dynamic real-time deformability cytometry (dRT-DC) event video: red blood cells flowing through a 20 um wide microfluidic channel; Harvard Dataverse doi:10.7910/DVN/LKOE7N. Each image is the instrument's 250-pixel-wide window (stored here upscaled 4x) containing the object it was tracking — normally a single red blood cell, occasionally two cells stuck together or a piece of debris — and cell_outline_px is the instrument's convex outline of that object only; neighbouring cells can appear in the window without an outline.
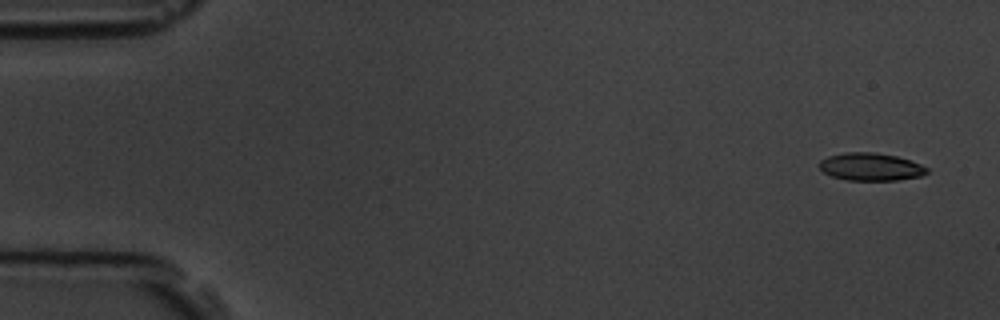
{"species": "common noctule bat (a hibernating species)", "species_latin": "Nyctalus noctula", "temperature_condition": "room temperature", "stored_images_in_passage": 5, "camera_frame_rate_fps": 3000, "um_per_image_px": 0.085, "animal": {"sex": "male", "body_mass_g": 19.5, "forearm_length_mm": 54.6}, "frame": {"image": 1, "passage_image": 1, "time_ms": 0.0, "image_size_px": [1000, 320], "cell_outline_px": [[928, 172], [920, 176], [896, 180], [848, 180], [832, 176], [824, 172], [820, 168], [820, 160], [828, 156], [844, 152], [876, 152], [896, 156], [920, 164], [928, 168]], "centroid_in_image_um": [74.0, 14.17], "position_along_channel_um": 11.0, "area_um2": 17.22}}
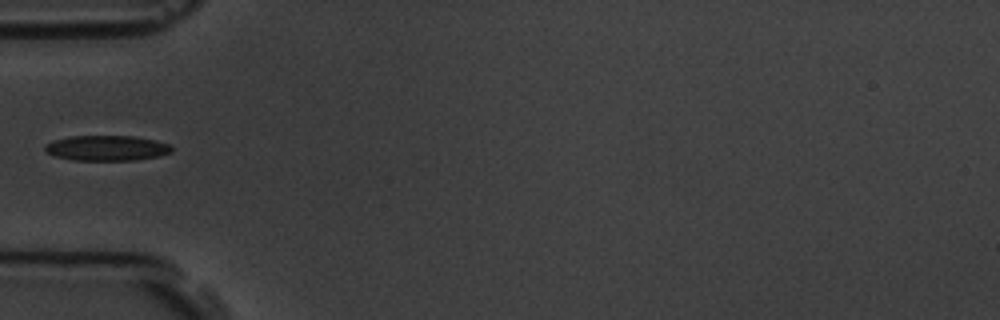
{"frame": {"image": 2, "passage_image": 5, "time_ms": 5.333, "image_size_px": [1000, 320], "cell_outline_px": [[172, 152], [160, 156], [136, 160], [72, 160], [56, 156], [48, 152], [44, 148], [44, 144], [52, 140], [72, 136], [136, 136], [156, 140], [168, 144], [172, 148]], "centroid_in_image_um": [9.09, 12.58], "position_along_channel_um": 75.9, "area_um2": 18.73}}